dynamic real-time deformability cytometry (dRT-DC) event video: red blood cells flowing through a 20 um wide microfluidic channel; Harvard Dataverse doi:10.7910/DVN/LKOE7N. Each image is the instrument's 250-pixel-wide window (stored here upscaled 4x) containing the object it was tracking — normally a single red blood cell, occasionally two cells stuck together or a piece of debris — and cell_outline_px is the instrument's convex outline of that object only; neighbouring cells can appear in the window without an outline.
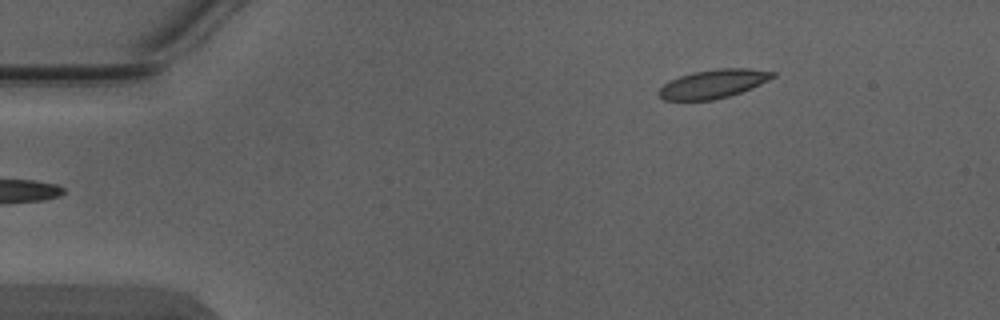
{"species": "Egyptian fruit bat (a non-hibernating species)", "species_latin": "Rousettus aegyptiacus", "temperature_condition": "warm", "stored_images_in_passage": 2, "camera_frame_rate_fps": 3000, "um_per_image_px": 0.085, "animal": {"sex": "male"}, "frame": {"image": 1, "passage_image": 2, "time_ms": 0.333, "image_size_px": [1000, 320], "cell_outline_px": [[776, 76], [752, 88], [728, 96], [712, 100], [664, 100], [656, 92], [668, 80], [692, 72], [716, 68], [748, 68], [776, 72]], "centroid_in_image_um": [60.61, 7.11], "position_along_channel_um": 24.4, "area_um2": 19.07}}